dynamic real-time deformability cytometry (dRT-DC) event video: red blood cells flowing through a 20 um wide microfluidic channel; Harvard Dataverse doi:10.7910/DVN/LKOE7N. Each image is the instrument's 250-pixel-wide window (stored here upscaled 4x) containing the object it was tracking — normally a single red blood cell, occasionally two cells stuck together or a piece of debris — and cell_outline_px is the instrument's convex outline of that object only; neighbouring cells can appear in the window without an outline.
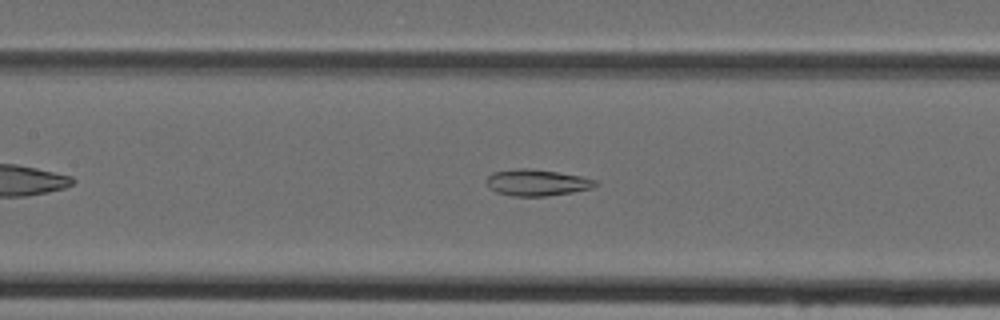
{"species": "Egyptian fruit bat (a non-hibernating species)", "species_latin": "Rousettus aegyptiacus", "temperature_condition": "cold", "stored_images_in_passage": 37, "camera_frame_rate_fps": 3000, "um_per_image_px": 0.085, "animal": {"sex": "female"}, "frame": {"image": 1, "passage_image": 12, "time_ms": 3.667, "image_size_px": [1000, 320], "cell_outline_px": [[600, 184], [592, 188], [572, 192], [544, 196], [512, 196], [496, 192], [488, 188], [484, 180], [492, 172], [516, 168], [528, 168], [556, 172], [580, 176], [596, 180]], "centroid_in_image_um": [45.59, 15.52], "position_along_channel_um": 161.8, "area_um2": 16.88}}
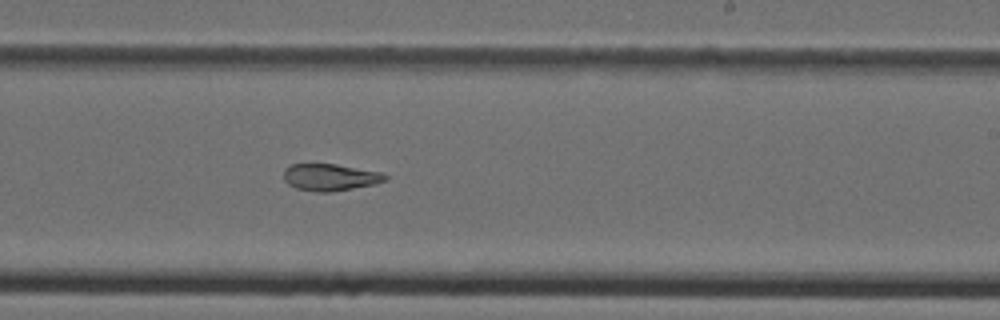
{"frame": {"image": 2, "passage_image": 19, "time_ms": 6.0, "image_size_px": [1000, 320], "cell_outline_px": [[388, 176], [384, 180], [372, 184], [332, 192], [316, 192], [296, 188], [288, 184], [284, 180], [284, 168], [292, 164], [336, 164], [384, 172]], "centroid_in_image_um": [28.04, 15.06], "position_along_channel_um": 261.0, "area_um2": 15.9}}
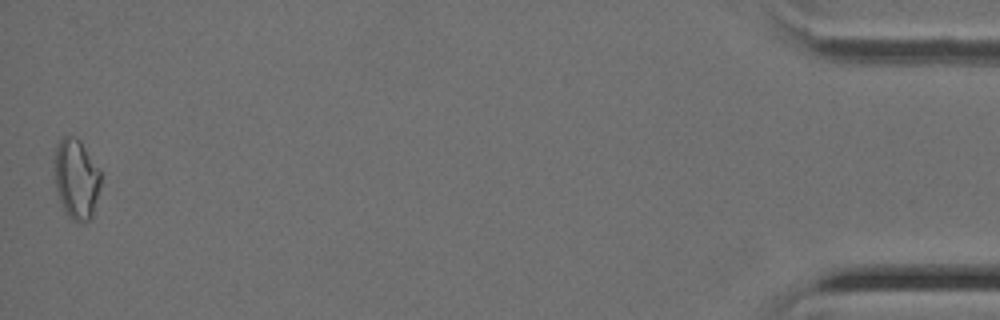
{"frame": {"image": 3, "passage_image": 37, "time_ms": 12.0, "image_size_px": [1000, 320], "cell_outline_px": [[100, 188], [92, 216], [88, 220], [80, 224], [72, 220], [68, 216], [60, 200], [56, 188], [56, 144], [64, 136], [76, 136], [80, 140], [100, 168]], "centroid_in_image_um": [6.52, 15.21], "position_along_channel_um": 428.7, "area_um2": 21.44}}